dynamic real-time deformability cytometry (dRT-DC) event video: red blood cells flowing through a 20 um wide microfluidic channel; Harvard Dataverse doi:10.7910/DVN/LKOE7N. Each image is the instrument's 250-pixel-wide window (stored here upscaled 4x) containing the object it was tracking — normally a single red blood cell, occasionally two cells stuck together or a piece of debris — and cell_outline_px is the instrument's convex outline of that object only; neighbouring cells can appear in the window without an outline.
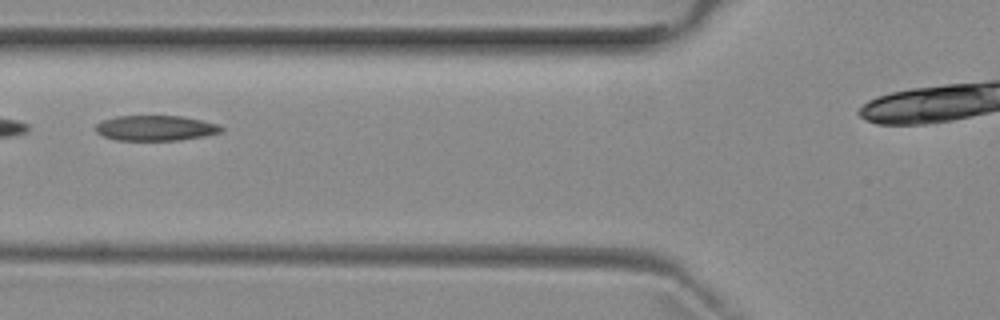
{"species": "common noctule bat (a hibernating species)", "species_latin": "Nyctalus noctula", "temperature_condition": "room temperature", "stored_images_in_passage": 4, "camera_frame_rate_fps": 3000, "um_per_image_px": 0.085, "animal": {"sex": "female", "body_mass_g": 29.2, "forearm_length_mm": 56.3}, "frame": {"image": 1, "passage_image": 3, "time_ms": 2.333, "image_size_px": [1000, 320], "cell_outline_px": [[224, 128], [220, 132], [204, 136], [180, 140], [116, 140], [104, 136], [96, 132], [96, 124], [104, 120], [116, 116], [184, 116], [220, 124]], "centroid_in_image_um": [13.26, 10.88], "position_along_channel_um": 112.5, "area_um2": 18.5}}
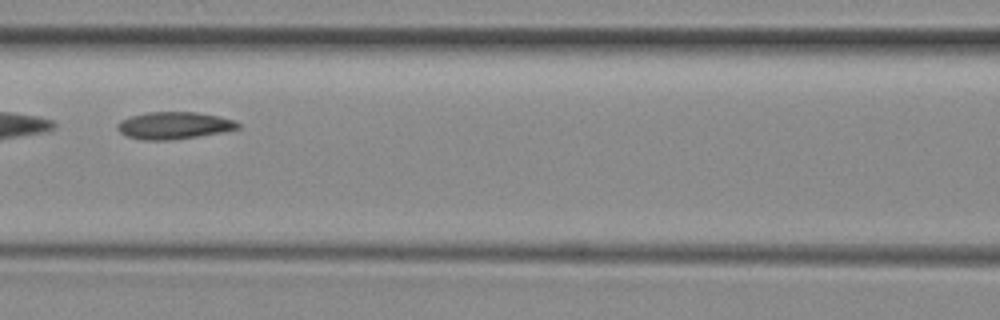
{"frame": {"image": 2, "passage_image": 4, "time_ms": 3.333, "image_size_px": [1000, 320], "cell_outline_px": [[240, 128], [228, 132], [168, 140], [144, 140], [128, 136], [120, 132], [116, 128], [116, 124], [120, 120], [132, 116], [148, 112], [196, 112], [220, 116], [236, 120], [240, 124]], "centroid_in_image_um": [14.84, 10.66], "position_along_channel_um": 151.8, "area_um2": 19.25}}